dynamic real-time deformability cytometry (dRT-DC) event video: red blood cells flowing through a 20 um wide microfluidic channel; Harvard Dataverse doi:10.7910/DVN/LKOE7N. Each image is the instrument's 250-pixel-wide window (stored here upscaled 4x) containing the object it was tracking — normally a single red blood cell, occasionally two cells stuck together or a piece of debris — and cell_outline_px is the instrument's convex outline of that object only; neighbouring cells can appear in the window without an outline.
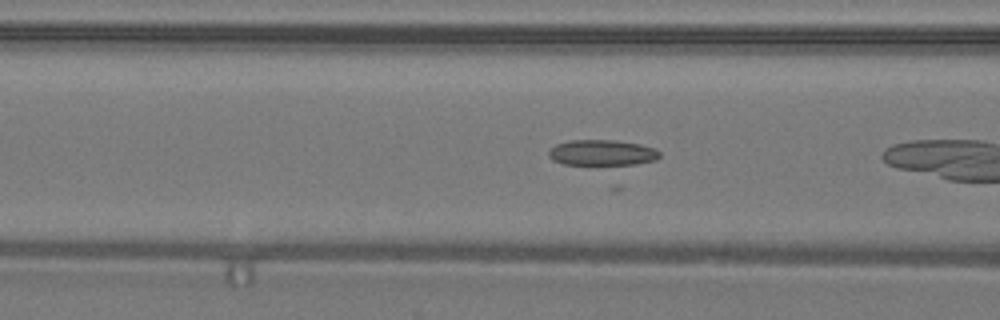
{"species": "common noctule bat (a hibernating species)", "species_latin": "Nyctalus noctula", "temperature_condition": "warm", "stored_images_in_passage": 8, "camera_frame_rate_fps": 3000, "um_per_image_px": 0.085, "animal": {"sex": "male", "body_mass_g": 19.2, "forearm_length_mm": 51.8}, "frame": {"image": 1, "passage_image": 7, "time_ms": 2.0, "image_size_px": [1000, 320], "cell_outline_px": [[660, 156], [656, 160], [616, 168], [612, 168], [564, 164], [552, 160], [548, 156], [548, 152], [556, 144], [568, 140], [616, 140], [640, 144], [656, 148], [660, 152]], "centroid_in_image_um": [51.2, 13.03], "position_along_channel_um": 115.4, "area_um2": 17.74}}